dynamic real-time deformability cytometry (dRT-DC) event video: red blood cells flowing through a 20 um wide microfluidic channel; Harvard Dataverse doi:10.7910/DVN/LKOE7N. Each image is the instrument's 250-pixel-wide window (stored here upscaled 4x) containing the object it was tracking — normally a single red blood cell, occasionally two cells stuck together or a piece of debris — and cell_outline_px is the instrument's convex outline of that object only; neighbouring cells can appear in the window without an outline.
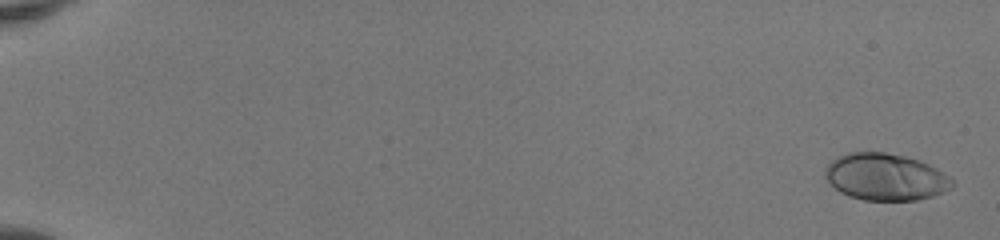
{"species": "human", "species_latin": "Homo sapiens", "temperature_condition": "room temperature", "stored_images_in_passage": 52, "camera_frame_rate_fps": 3000, "um_per_image_px": 0.085, "donor": {"sex": "female"}, "frame": {"image": 1, "passage_image": 2, "time_ms": 0.333, "image_size_px": [1000, 240], "cell_outline_px": [[952, 188], [944, 192], [932, 196], [916, 200], [864, 200], [848, 196], [840, 192], [824, 176], [824, 168], [836, 156], [848, 152], [884, 152], [904, 156], [920, 160], [936, 168], [948, 176], [952, 180]], "centroid_in_image_um": [75.24, 15.03], "position_along_channel_um": 9.8, "area_um2": 34.74}}
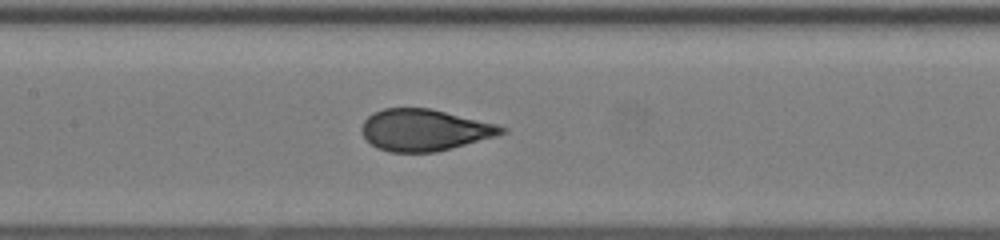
{"frame": {"image": 2, "passage_image": 28, "time_ms": 9.0, "image_size_px": [1000, 240], "cell_outline_px": [[508, 132], [500, 136], [436, 152], [388, 152], [376, 148], [364, 136], [360, 128], [364, 120], [372, 112], [384, 108], [432, 108], [496, 124], [508, 128]], "centroid_in_image_um": [36.11, 11.05], "position_along_channel_um": 171.3, "area_um2": 34.33}}
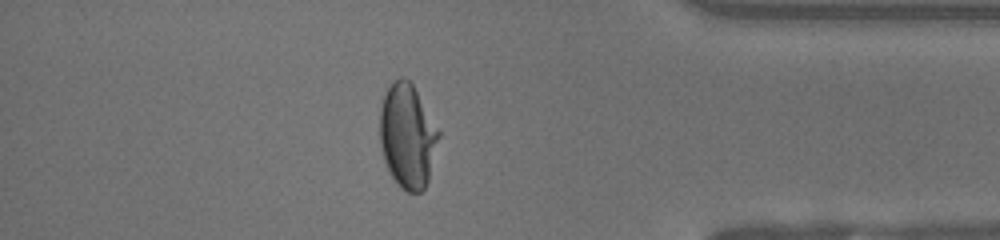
{"frame": {"image": 3, "passage_image": 46, "time_ms": 15.0, "image_size_px": [1000, 240], "cell_outline_px": [[440, 136], [428, 180], [424, 188], [420, 192], [408, 192], [400, 188], [392, 176], [384, 160], [380, 144], [380, 108], [384, 96], [388, 88], [400, 76], [404, 76], [412, 84], [440, 132]], "centroid_in_image_um": [34.63, 11.57], "position_along_channel_um": 400.6, "area_um2": 35.37}, "authors_computed_cell_mechanics": {"area_um2": 34.4777, "velocity_mm_per_s": 4.1598, "shape_relaxation_time_tau1_ms": 6.2471, "shape_relaxation_time_tau2_ms": null, "deformation_change_tau1": 0.2421, "deformation_change_tau2": null}}